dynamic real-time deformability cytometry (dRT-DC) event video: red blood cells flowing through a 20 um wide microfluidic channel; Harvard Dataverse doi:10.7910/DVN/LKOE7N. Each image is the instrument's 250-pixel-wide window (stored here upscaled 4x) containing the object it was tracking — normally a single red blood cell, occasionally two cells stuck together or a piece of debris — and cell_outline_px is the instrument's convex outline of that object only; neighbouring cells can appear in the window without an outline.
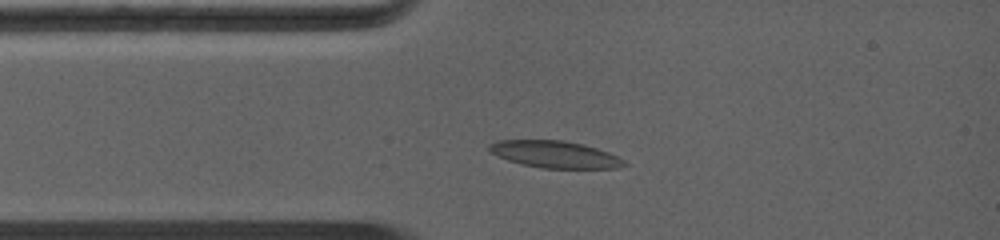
{"species": "common noctule bat (a hibernating species)", "species_latin": "Nyctalus noctula", "temperature_condition": "warm", "stored_images_in_passage": 21, "camera_frame_rate_fps": 5000, "um_per_image_px": 0.085, "animal": {"sex": "female", "body_mass_g": 19.0, "forearm_length_mm": 56.7}, "frame": {"image": 1, "passage_image": 4, "time_ms": 1.8, "image_size_px": [1000, 240], "cell_outline_px": [[628, 164], [616, 168], [540, 168], [520, 164], [496, 156], [488, 152], [488, 144], [500, 140], [560, 140], [584, 144], [608, 152], [624, 160]], "centroid_in_image_um": [47.12, 13.12], "position_along_channel_um": 37.9, "area_um2": 21.27}}
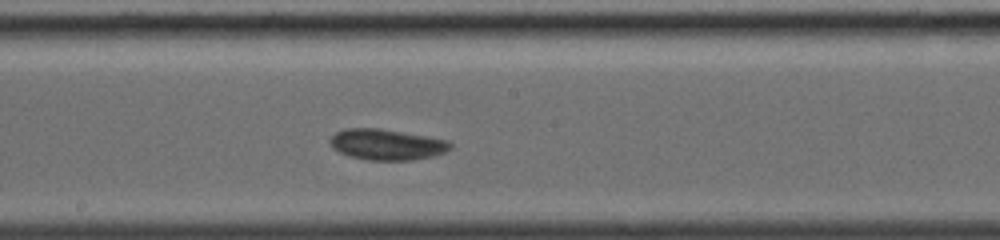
{"frame": {"image": 2, "passage_image": 13, "time_ms": 6.0, "image_size_px": [1000, 240], "cell_outline_px": [[452, 148], [444, 152], [432, 156], [412, 160], [368, 160], [352, 156], [340, 152], [332, 148], [328, 140], [336, 132], [348, 128], [376, 128], [424, 136], [444, 140], [452, 144]], "centroid_in_image_um": [32.83, 12.29], "position_along_channel_um": 215.4, "area_um2": 21.21}}
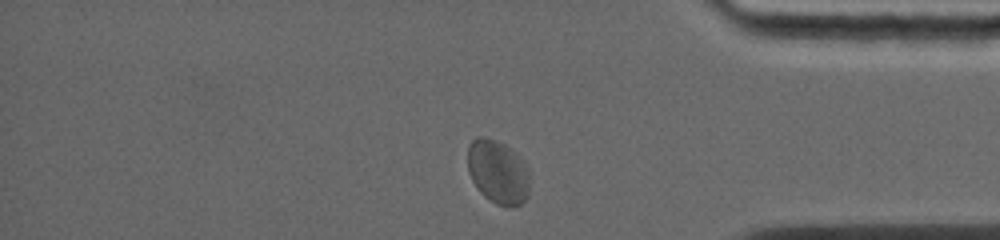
{"frame": {"image": 3, "passage_image": 20, "time_ms": 10.4, "image_size_px": [1000, 240], "cell_outline_px": [[528, 196], [520, 204], [512, 208], [508, 208], [496, 204], [484, 196], [480, 192], [472, 180], [468, 172], [468, 144], [476, 136], [480, 136], [504, 144], [512, 148], [516, 152], [528, 168]], "centroid_in_image_um": [42.32, 14.62], "position_along_channel_um": 392.9, "area_um2": 23.18}, "authors_computed_cell_mechanics": {"area_um2": 21.2704, "velocity_mm_per_s": 4.3619, "shape_relaxation_time_tau1_ms": 5.0744, "shape_relaxation_time_tau2_ms": 1.7699, "deformation_change_tau1": 0.154, "deformation_change_tau2": 0.043}}